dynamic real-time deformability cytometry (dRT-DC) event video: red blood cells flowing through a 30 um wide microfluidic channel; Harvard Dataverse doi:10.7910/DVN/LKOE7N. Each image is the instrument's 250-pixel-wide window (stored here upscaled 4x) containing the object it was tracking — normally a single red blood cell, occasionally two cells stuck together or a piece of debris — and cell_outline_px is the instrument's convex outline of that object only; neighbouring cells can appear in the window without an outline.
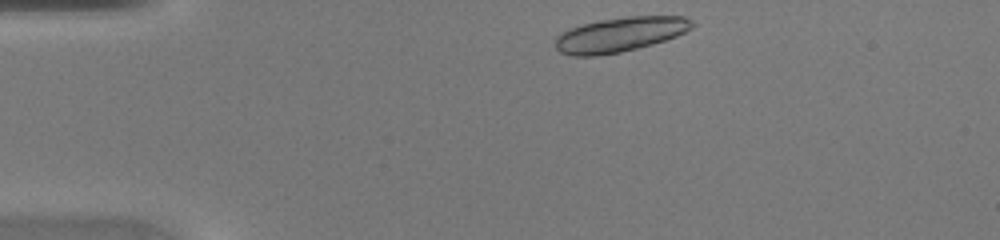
{"species": "common noctule bat (a hibernating species)", "species_latin": "Nyctalus noctula", "temperature_condition": "warm", "stored_images_in_passage": 38, "segment_of_instrument_passage": [1, 2], "camera_frame_rate_fps": 3000, "um_per_image_px": 0.085, "animal": {"sex": "female", "body_mass_g": 20.0, "forearm_length_mm": 54.0}, "frame": {"image": 1, "passage_image": 2, "time_ms": 0.333, "image_size_px": [1000, 240], "cell_outline_px": [[696, 24], [692, 28], [676, 36], [652, 44], [620, 52], [596, 56], [572, 56], [560, 52], [556, 48], [552, 40], [560, 32], [580, 24], [600, 20], [628, 16], [684, 16], [692, 20]], "centroid_in_image_um": [52.65, 2.93], "position_along_channel_um": 32.3, "area_um2": 27.86}}